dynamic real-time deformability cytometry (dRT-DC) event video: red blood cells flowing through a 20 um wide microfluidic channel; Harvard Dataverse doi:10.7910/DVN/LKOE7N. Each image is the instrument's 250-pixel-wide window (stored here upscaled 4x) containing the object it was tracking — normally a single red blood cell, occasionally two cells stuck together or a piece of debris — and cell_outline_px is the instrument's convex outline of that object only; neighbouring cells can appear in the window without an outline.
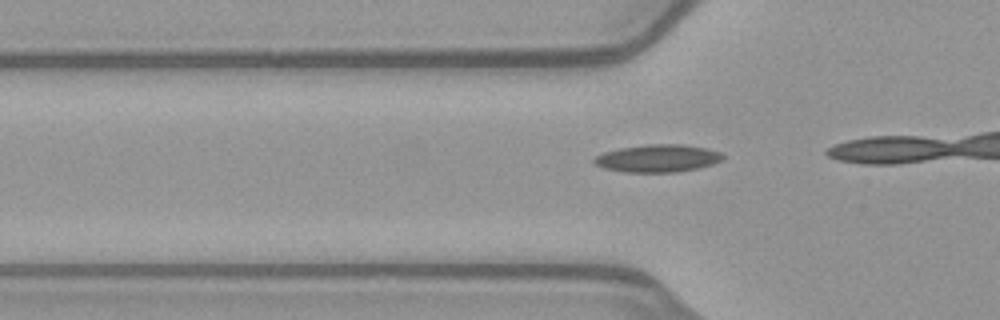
{"species": "common noctule bat (a hibernating species)", "species_latin": "Nyctalus noctula", "temperature_condition": "warm", "stored_images_in_passage": 13, "camera_frame_rate_fps": 3000, "um_per_image_px": 0.085, "animal": {"sex": "female", "body_mass_g": 21.9}, "frame": {"image": 1, "passage_image": 10, "time_ms": 3.0, "image_size_px": [1000, 320], "cell_outline_px": [[724, 156], [720, 160], [712, 164], [696, 168], [676, 172], [624, 172], [604, 168], [596, 164], [592, 160], [596, 156], [604, 152], [620, 148], [648, 144], [680, 144], [708, 148], [720, 152]], "centroid_in_image_um": [55.89, 13.45], "position_along_channel_um": 69.9, "area_um2": 20.52}}